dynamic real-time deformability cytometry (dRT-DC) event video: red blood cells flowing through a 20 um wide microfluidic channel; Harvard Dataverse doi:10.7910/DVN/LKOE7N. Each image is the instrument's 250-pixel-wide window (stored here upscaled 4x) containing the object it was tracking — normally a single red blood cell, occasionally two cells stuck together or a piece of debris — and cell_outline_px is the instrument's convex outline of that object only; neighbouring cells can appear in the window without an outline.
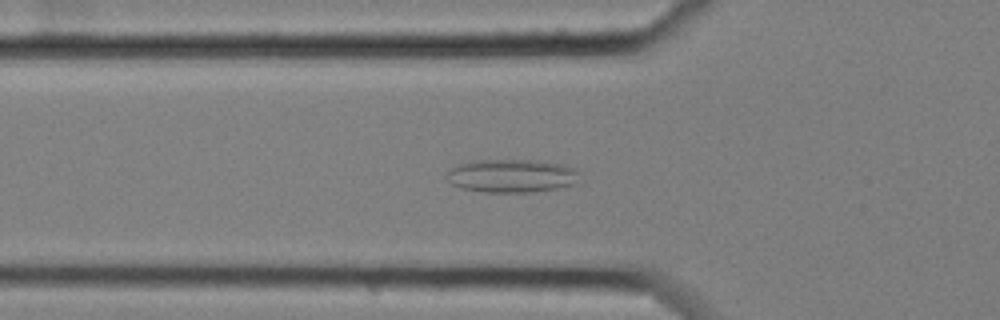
{"species": "common noctule bat (a hibernating species)", "species_latin": "Nyctalus noctula", "temperature_condition": "cold", "stored_images_in_passage": 46, "camera_frame_rate_fps": 3000, "um_per_image_px": 0.085, "animal": {"sex": "female", "body_mass_g": 25.1}, "frame": {"image": 1, "passage_image": 8, "time_ms": 2.333, "image_size_px": [1000, 320], "cell_outline_px": [[580, 184], [532, 192], [484, 192], [460, 188], [452, 184], [444, 176], [452, 168], [468, 160], [540, 160], [560, 164], [572, 168], [580, 172]], "centroid_in_image_um": [43.52, 14.94], "position_along_channel_um": 82.3, "area_um2": 26.13}}
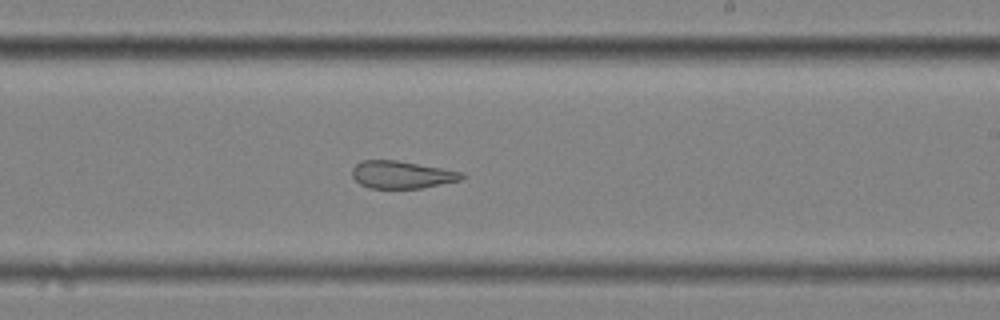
{"frame": {"image": 2, "passage_image": 23, "time_ms": 7.333, "image_size_px": [1000, 320], "cell_outline_px": [[468, 176], [464, 180], [420, 188], [368, 188], [360, 184], [352, 176], [352, 168], [360, 160], [396, 160], [464, 172]], "centroid_in_image_um": [34.19, 14.85], "position_along_channel_um": 254.8, "area_um2": 17.74}}
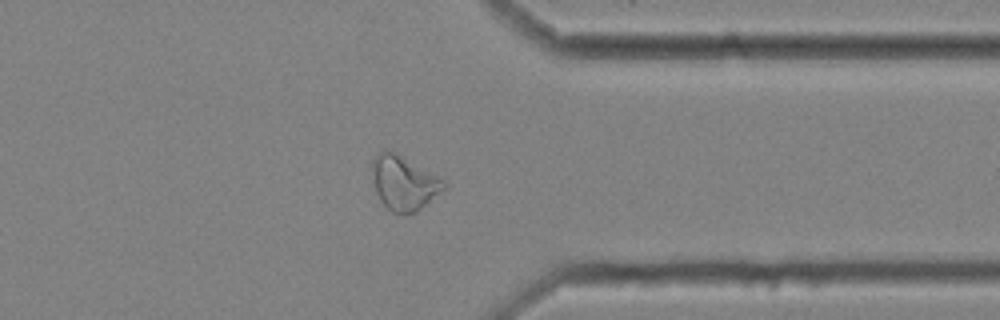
{"frame": {"image": 3, "passage_image": 34, "time_ms": 11.0, "image_size_px": [1000, 320], "cell_outline_px": [[448, 184], [444, 188], [416, 212], [392, 212], [380, 200], [376, 192], [368, 168], [372, 160], [384, 148], [388, 148], [444, 180]], "centroid_in_image_um": [34.25, 15.5], "position_along_channel_um": 377.2, "area_um2": 22.54}, "authors_computed_cell_mechanics": {"area_um2": 21.7906, "velocity_mm_per_s": 3.4529, "shape_relaxation_time_tau1_ms": null, "shape_relaxation_time_tau2_ms": 2.678, "deformation_change_tau1": null, "deformation_change_tau2": 0.1057}}